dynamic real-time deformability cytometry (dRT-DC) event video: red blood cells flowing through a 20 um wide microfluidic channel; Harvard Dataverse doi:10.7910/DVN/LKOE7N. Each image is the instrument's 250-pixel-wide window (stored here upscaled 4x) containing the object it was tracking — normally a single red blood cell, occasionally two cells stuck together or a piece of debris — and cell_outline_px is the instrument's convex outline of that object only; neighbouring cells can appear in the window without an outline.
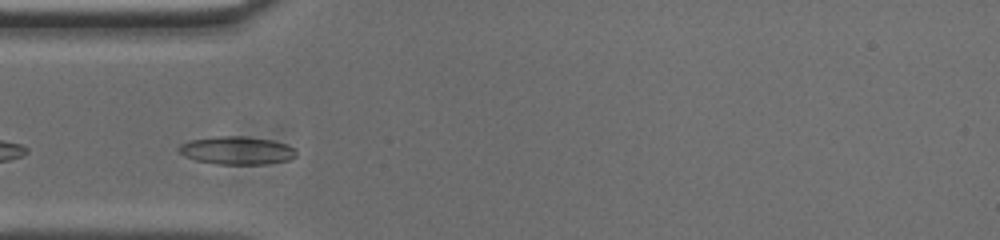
{"species": "common noctule bat (a hibernating species)", "species_latin": "Nyctalus noctula", "temperature_condition": "cold", "stored_images_in_passage": 34, "camera_frame_rate_fps": 3000, "um_per_image_px": 0.085, "animal": {"sex": "male", "body_mass_g": 20.0, "forearm_length_mm": 53.3}, "frame": {"image": 1, "passage_image": 6, "time_ms": 1.667, "image_size_px": [1000, 240], "cell_outline_px": [[296, 156], [288, 160], [264, 164], [216, 164], [196, 160], [184, 156], [176, 152], [176, 148], [180, 144], [188, 140], [216, 136], [244, 136], [272, 140], [296, 148]], "centroid_in_image_um": [20.07, 12.78], "position_along_channel_um": 64.9, "area_um2": 19.36}, "authors_computed_cell_mechanics": {"area_um2": 17.5423, "velocity_mm_per_s": 3.724, "shape_relaxation_time_tau1_ms": 2.4625, "shape_relaxation_time_tau2_ms": null, "deformation_change_tau1": 0.0649, "deformation_change_tau2": null}}